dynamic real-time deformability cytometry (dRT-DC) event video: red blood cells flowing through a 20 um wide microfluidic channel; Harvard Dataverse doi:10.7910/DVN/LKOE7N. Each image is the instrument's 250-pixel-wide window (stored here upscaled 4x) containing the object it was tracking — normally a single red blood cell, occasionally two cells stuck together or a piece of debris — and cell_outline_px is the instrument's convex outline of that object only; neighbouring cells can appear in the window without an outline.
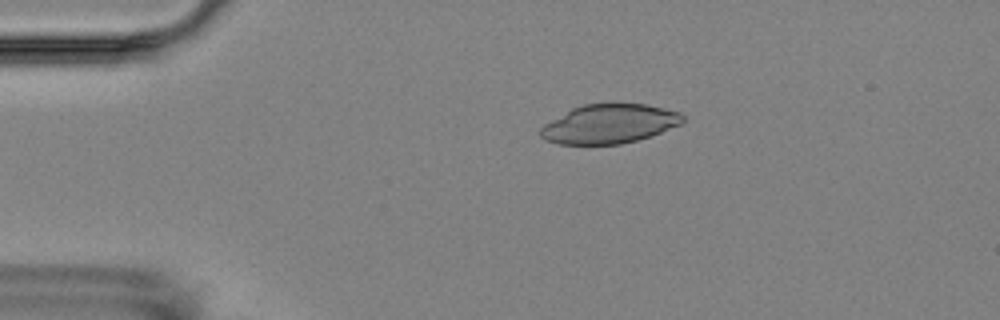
{"species": "Egyptian fruit bat (a non-hibernating species)", "species_latin": "Rousettus aegyptiacus", "temperature_condition": "room temperature", "stored_images_in_passage": 16, "camera_frame_rate_fps": 3000, "um_per_image_px": 0.085, "animal": {"sex": "female"}, "frame": {"image": 1, "passage_image": 3, "time_ms": 2.333, "image_size_px": [1000, 320], "cell_outline_px": [[684, 120], [680, 124], [660, 132], [636, 140], [620, 144], [560, 144], [544, 140], [540, 136], [540, 128], [544, 124], [572, 108], [584, 104], [616, 100], [644, 104], [664, 108], [680, 112], [684, 116]], "centroid_in_image_um": [51.78, 10.48], "position_along_channel_um": 33.2, "area_um2": 33.0}}
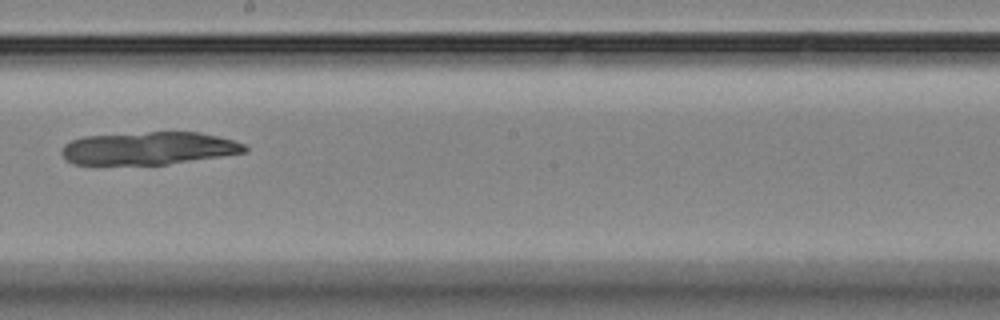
{"frame": {"image": 2, "passage_image": 9, "time_ms": 9.333, "image_size_px": [1000, 320], "cell_outline_px": [[248, 148], [244, 152], [220, 156], [168, 164], [72, 164], [60, 152], [64, 144], [72, 140], [84, 136], [148, 132], [200, 132], [232, 140], [244, 144]], "centroid_in_image_um": [12.61, 12.6], "position_along_channel_um": 235.6, "area_um2": 34.62}}
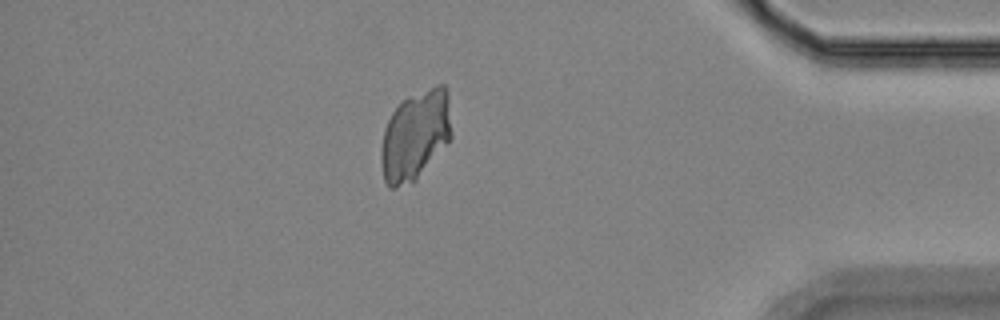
{"frame": {"image": 3, "passage_image": 14, "time_ms": 15.0, "image_size_px": [1000, 320], "cell_outline_px": [[452, 136], [416, 180], [412, 184], [396, 188], [388, 188], [384, 180], [380, 160], [380, 148], [384, 128], [392, 112], [404, 100], [436, 84], [444, 84], [448, 92], [452, 132]], "centroid_in_image_um": [35.29, 11.54], "position_along_channel_um": 399.9, "area_um2": 36.93}}